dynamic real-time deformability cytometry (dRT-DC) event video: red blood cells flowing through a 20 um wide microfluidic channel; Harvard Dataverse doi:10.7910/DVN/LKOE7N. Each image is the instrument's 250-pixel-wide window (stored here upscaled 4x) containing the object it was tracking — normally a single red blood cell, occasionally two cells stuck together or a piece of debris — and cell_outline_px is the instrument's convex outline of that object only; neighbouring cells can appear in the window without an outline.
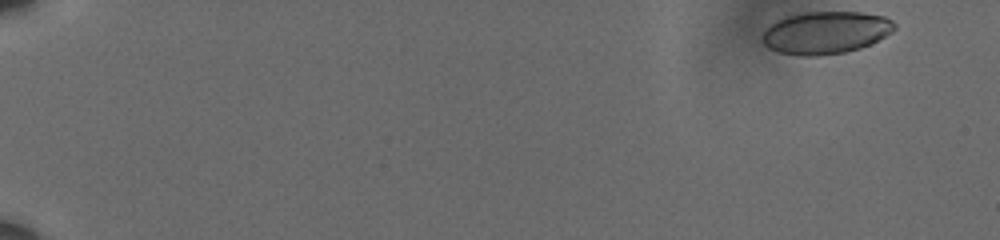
{"species": "human", "species_latin": "Homo sapiens", "temperature_condition": "cold", "stored_images_in_passage": 57, "camera_frame_rate_fps": 3000, "um_per_image_px": 0.085, "donor": {"sex": "male"}, "frame": {"image": 1, "passage_image": 1, "time_ms": 0.0, "image_size_px": [1000, 240], "cell_outline_px": [[896, 28], [892, 32], [860, 48], [844, 52], [816, 56], [800, 56], [776, 52], [768, 48], [760, 40], [760, 36], [764, 28], [776, 20], [784, 16], [804, 12], [860, 12], [884, 16], [892, 20], [896, 24]], "centroid_in_image_um": [70.1, 2.77], "position_along_channel_um": 14.9, "area_um2": 33.06}}
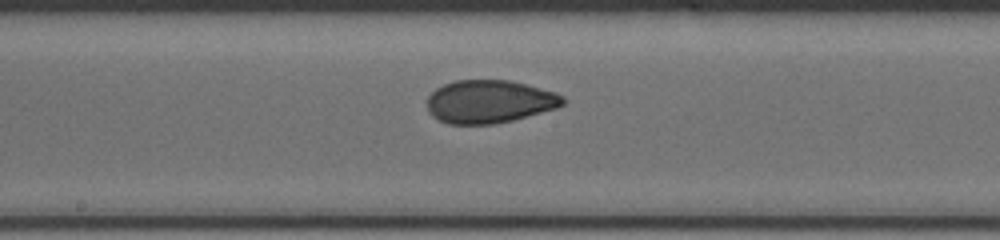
{"frame": {"image": 2, "passage_image": 32, "time_ms": 10.333, "image_size_px": [1000, 240], "cell_outline_px": [[568, 100], [564, 104], [556, 108], [512, 120], [492, 124], [448, 124], [432, 116], [428, 112], [428, 96], [436, 88], [444, 84], [456, 80], [508, 80], [556, 92], [564, 96]], "centroid_in_image_um": [41.61, 8.63], "position_along_channel_um": 206.6, "area_um2": 33.99}}
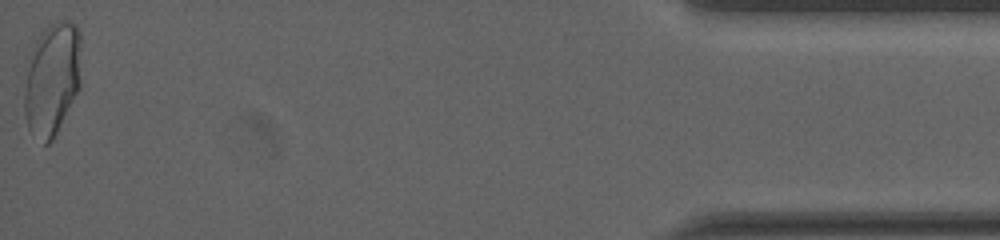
{"frame": {"image": 3, "passage_image": 57, "time_ms": 18.667, "image_size_px": [1000, 240], "cell_outline_px": [[80, 88], [52, 140], [48, 144], [44, 144], [28, 128], [24, 116], [24, 88], [28, 56], [40, 32], [44, 28], [60, 20], [68, 20], [76, 24], [80, 32]], "centroid_in_image_um": [4.42, 6.67], "position_along_channel_um": 430.8, "area_um2": 37.8}, "authors_computed_cell_mechanics": {"area_um2": 33.9286, "velocity_mm_per_s": 3.5944, "shape_relaxation_time_tau1_ms": 10.5003, "shape_relaxation_time_tau2_ms": 0.9898, "deformation_change_tau1": 0.2048, "deformation_change_tau2": 0.0604}}